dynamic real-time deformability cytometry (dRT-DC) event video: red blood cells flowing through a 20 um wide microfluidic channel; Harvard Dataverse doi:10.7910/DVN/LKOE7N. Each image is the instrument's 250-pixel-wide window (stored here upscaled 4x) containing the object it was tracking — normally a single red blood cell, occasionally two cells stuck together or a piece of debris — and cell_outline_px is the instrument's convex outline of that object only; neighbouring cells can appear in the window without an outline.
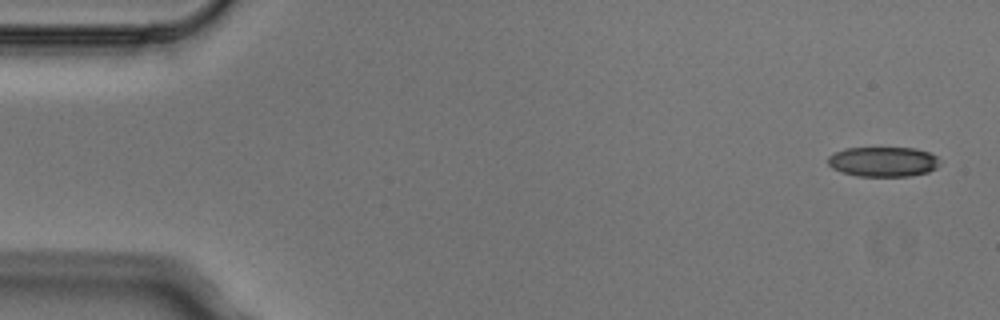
{"species": "Egyptian fruit bat (a non-hibernating species)", "species_latin": "Rousettus aegyptiacus", "temperature_condition": "cold", "stored_images_in_passage": 4, "camera_frame_rate_fps": 3000, "um_per_image_px": 0.085, "animal": {"sex": "male"}, "frame": {"image": 1, "passage_image": 1, "time_ms": 0.0, "image_size_px": [1000, 320], "cell_outline_px": [[940, 164], [936, 168], [928, 172], [908, 176], [856, 176], [840, 172], [832, 168], [828, 164], [828, 156], [844, 148], [916, 148], [928, 152], [936, 156], [940, 160]], "centroid_in_image_um": [75.06, 13.75], "position_along_channel_um": 9.9, "area_um2": 19.59}}